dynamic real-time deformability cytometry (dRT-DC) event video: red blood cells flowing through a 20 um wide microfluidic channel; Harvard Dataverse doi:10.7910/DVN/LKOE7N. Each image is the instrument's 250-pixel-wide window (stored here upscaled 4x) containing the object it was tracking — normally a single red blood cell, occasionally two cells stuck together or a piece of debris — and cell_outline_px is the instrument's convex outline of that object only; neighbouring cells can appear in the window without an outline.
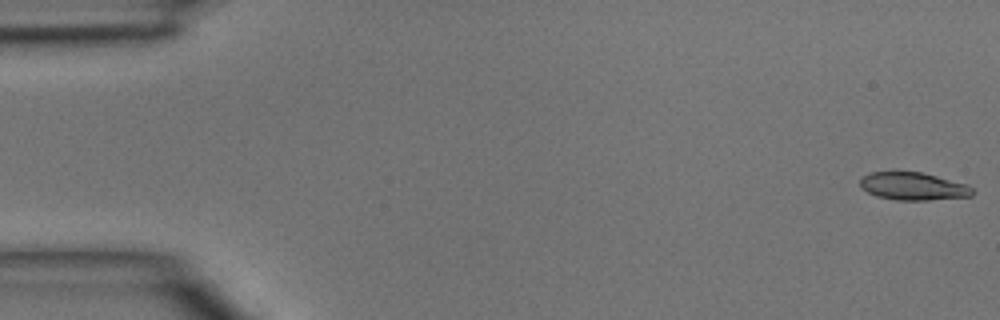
{"species": "common noctule bat (a hibernating species)", "species_latin": "Nyctalus noctula", "temperature_condition": "room temperature", "stored_images_in_passage": 44, "camera_frame_rate_fps": 3000, "um_per_image_px": 0.085, "animal": {"sex": "male", "body_mass_g": 15.6}, "frame": {"image": 1, "passage_image": 1, "time_ms": 0.0, "image_size_px": [1000, 320], "cell_outline_px": [[976, 192], [972, 196], [928, 200], [896, 200], [876, 196], [860, 188], [860, 180], [864, 176], [872, 172], [920, 172], [968, 184]], "centroid_in_image_um": [77.64, 15.84], "position_along_channel_um": 7.4, "area_um2": 18.15}}
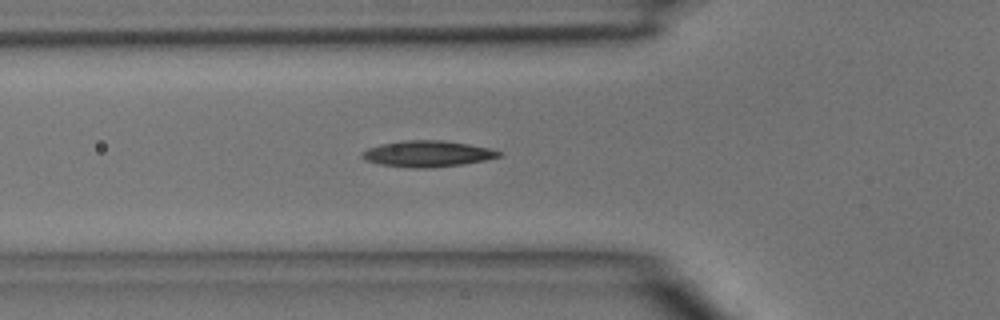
{"frame": {"image": 2, "passage_image": 16, "time_ms": 5.0, "image_size_px": [1000, 320], "cell_outline_px": [[504, 156], [464, 164], [428, 168], [412, 168], [380, 164], [364, 160], [360, 156], [360, 152], [368, 148], [380, 144], [400, 140], [444, 140], [468, 144], [488, 148], [500, 152]], "centroid_in_image_um": [36.29, 13.07], "position_along_channel_um": 89.5, "area_um2": 20.98}}
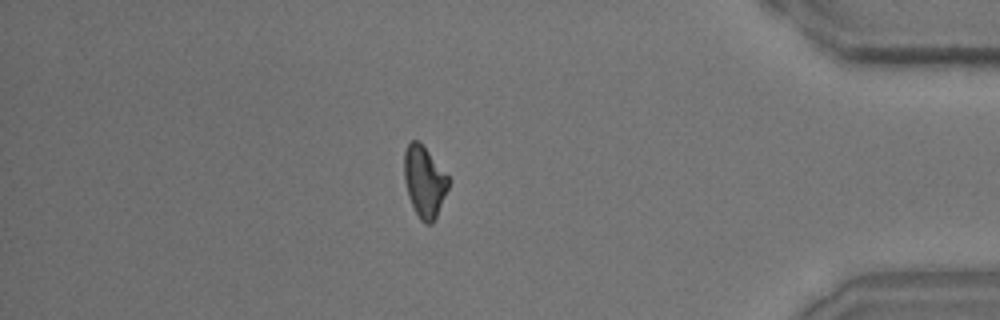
{"frame": {"image": 3, "passage_image": 40, "time_ms": 13.0, "image_size_px": [1000, 320], "cell_outline_px": [[452, 180], [436, 216], [432, 224], [424, 224], [420, 220], [408, 196], [404, 180], [404, 152], [408, 144], [412, 140], [420, 140]], "centroid_in_image_um": [36.08, 15.41], "position_along_channel_um": 399.1, "area_um2": 18.61}}